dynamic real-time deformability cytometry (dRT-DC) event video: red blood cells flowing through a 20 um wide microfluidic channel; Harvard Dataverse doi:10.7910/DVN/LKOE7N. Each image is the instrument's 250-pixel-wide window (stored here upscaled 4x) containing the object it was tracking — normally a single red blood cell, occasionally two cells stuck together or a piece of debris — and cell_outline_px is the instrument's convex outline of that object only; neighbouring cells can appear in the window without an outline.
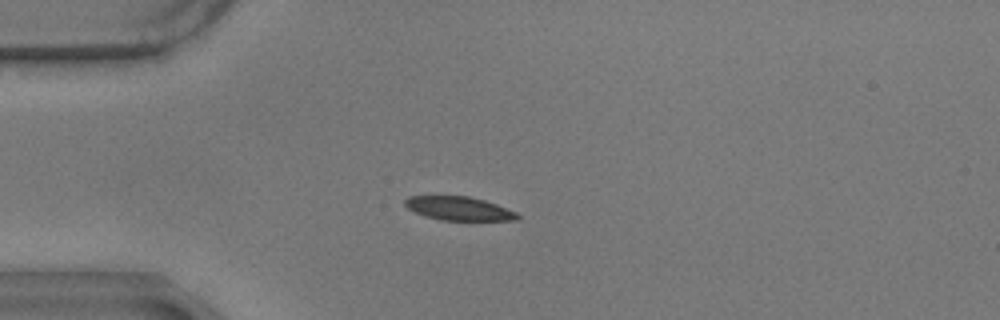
{"species": "common noctule bat (a hibernating species)", "species_latin": "Nyctalus noctula", "temperature_condition": "warm", "stored_images_in_passage": 45, "camera_frame_rate_fps": 3000, "um_per_image_px": 0.085, "animal": {"sex": "male", "body_mass_g": 17.9}, "frame": {"image": 1, "passage_image": 2, "time_ms": 0.333, "image_size_px": [1000, 320], "cell_outline_px": [[520, 220], [440, 220], [424, 216], [408, 208], [404, 204], [404, 200], [408, 196], [468, 196], [484, 200], [496, 204], [516, 212], [520, 216]], "centroid_in_image_um": [39.0, 17.72], "position_along_channel_um": 46.0, "area_um2": 15.49}}
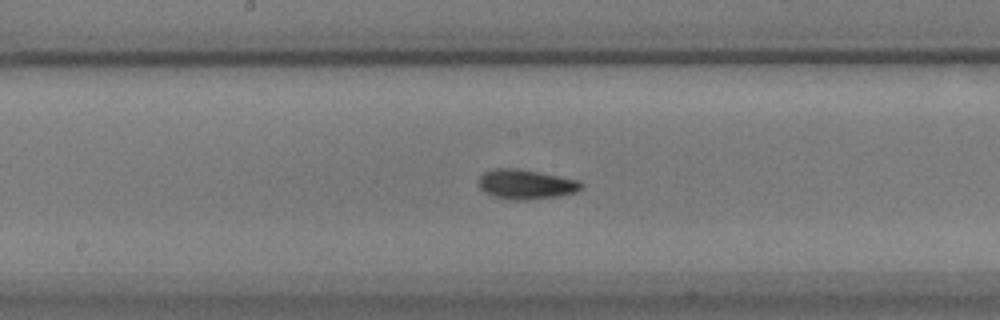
{"frame": {"image": 2, "passage_image": 17, "time_ms": 5.333, "image_size_px": [1000, 320], "cell_outline_px": [[584, 184], [576, 192], [556, 196], [528, 200], [508, 200], [492, 196], [484, 192], [480, 188], [480, 176], [484, 172], [492, 168], [516, 168], [540, 172], [580, 180]], "centroid_in_image_um": [44.69, 15.66], "position_along_channel_um": 203.5, "area_um2": 17.86}}
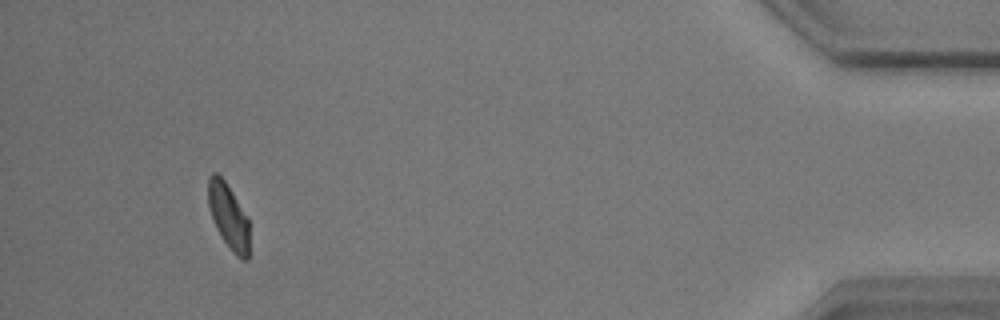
{"frame": {"image": 3, "passage_image": 41, "time_ms": 13.333, "image_size_px": [1000, 320], "cell_outline_px": [[248, 260], [240, 260], [232, 252], [216, 228], [208, 208], [208, 176], [212, 172], [216, 172], [224, 180], [248, 216]], "centroid_in_image_um": [19.41, 18.37], "position_along_channel_um": 415.8, "area_um2": 15.66}, "authors_computed_cell_mechanics": {"area_um2": 16.8776, "velocity_mm_per_s": 3.4838, "shape_relaxation_time_tau1_ms": 5.1168, "shape_relaxation_time_tau2_ms": 2.7761, "deformation_change_tau1": 0.1989, "deformation_change_tau2": 0.072}}